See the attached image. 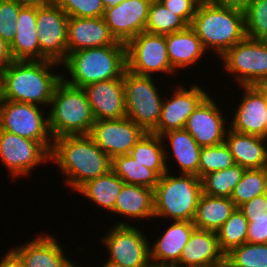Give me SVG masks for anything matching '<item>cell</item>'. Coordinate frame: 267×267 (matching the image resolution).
Wrapping results in <instances>:
<instances>
[{
	"label": "cell",
	"mask_w": 267,
	"mask_h": 267,
	"mask_svg": "<svg viewBox=\"0 0 267 267\" xmlns=\"http://www.w3.org/2000/svg\"><path fill=\"white\" fill-rule=\"evenodd\" d=\"M166 45L171 67L177 69L197 65L203 55H206L200 38L191 26L181 31L166 34Z\"/></svg>",
	"instance_id": "26"
},
{
	"label": "cell",
	"mask_w": 267,
	"mask_h": 267,
	"mask_svg": "<svg viewBox=\"0 0 267 267\" xmlns=\"http://www.w3.org/2000/svg\"><path fill=\"white\" fill-rule=\"evenodd\" d=\"M221 109L208 95L188 117L184 129L200 147L215 146L225 141L229 129L226 123L229 122L222 115Z\"/></svg>",
	"instance_id": "17"
},
{
	"label": "cell",
	"mask_w": 267,
	"mask_h": 267,
	"mask_svg": "<svg viewBox=\"0 0 267 267\" xmlns=\"http://www.w3.org/2000/svg\"><path fill=\"white\" fill-rule=\"evenodd\" d=\"M125 45L127 70L131 73L152 77L155 73L176 74L168 58L165 35L143 31Z\"/></svg>",
	"instance_id": "10"
},
{
	"label": "cell",
	"mask_w": 267,
	"mask_h": 267,
	"mask_svg": "<svg viewBox=\"0 0 267 267\" xmlns=\"http://www.w3.org/2000/svg\"><path fill=\"white\" fill-rule=\"evenodd\" d=\"M69 72L62 79L69 85H86L123 77L127 70L126 45L116 41L113 45L94 47L69 53L61 66Z\"/></svg>",
	"instance_id": "3"
},
{
	"label": "cell",
	"mask_w": 267,
	"mask_h": 267,
	"mask_svg": "<svg viewBox=\"0 0 267 267\" xmlns=\"http://www.w3.org/2000/svg\"><path fill=\"white\" fill-rule=\"evenodd\" d=\"M55 66L60 64L50 60H13L0 75V100L50 107L54 90L62 80L61 73L51 70Z\"/></svg>",
	"instance_id": "2"
},
{
	"label": "cell",
	"mask_w": 267,
	"mask_h": 267,
	"mask_svg": "<svg viewBox=\"0 0 267 267\" xmlns=\"http://www.w3.org/2000/svg\"><path fill=\"white\" fill-rule=\"evenodd\" d=\"M158 240L149 243L150 260L176 265L181 257V252L188 242L191 233L196 228L192 221L176 220L170 222ZM153 244V246H152Z\"/></svg>",
	"instance_id": "23"
},
{
	"label": "cell",
	"mask_w": 267,
	"mask_h": 267,
	"mask_svg": "<svg viewBox=\"0 0 267 267\" xmlns=\"http://www.w3.org/2000/svg\"><path fill=\"white\" fill-rule=\"evenodd\" d=\"M152 0H123L112 8H105L103 18L116 41L127 43L145 31Z\"/></svg>",
	"instance_id": "18"
},
{
	"label": "cell",
	"mask_w": 267,
	"mask_h": 267,
	"mask_svg": "<svg viewBox=\"0 0 267 267\" xmlns=\"http://www.w3.org/2000/svg\"><path fill=\"white\" fill-rule=\"evenodd\" d=\"M168 10L178 15L188 26L191 25L197 5L191 0H159Z\"/></svg>",
	"instance_id": "42"
},
{
	"label": "cell",
	"mask_w": 267,
	"mask_h": 267,
	"mask_svg": "<svg viewBox=\"0 0 267 267\" xmlns=\"http://www.w3.org/2000/svg\"><path fill=\"white\" fill-rule=\"evenodd\" d=\"M225 261L217 233L195 228L184 246L177 267H201Z\"/></svg>",
	"instance_id": "22"
},
{
	"label": "cell",
	"mask_w": 267,
	"mask_h": 267,
	"mask_svg": "<svg viewBox=\"0 0 267 267\" xmlns=\"http://www.w3.org/2000/svg\"><path fill=\"white\" fill-rule=\"evenodd\" d=\"M12 61H13V58L10 52V45H8L0 37V75L9 66V64Z\"/></svg>",
	"instance_id": "45"
},
{
	"label": "cell",
	"mask_w": 267,
	"mask_h": 267,
	"mask_svg": "<svg viewBox=\"0 0 267 267\" xmlns=\"http://www.w3.org/2000/svg\"><path fill=\"white\" fill-rule=\"evenodd\" d=\"M147 132L128 117L95 121L90 136L111 159L130 154L133 146Z\"/></svg>",
	"instance_id": "14"
},
{
	"label": "cell",
	"mask_w": 267,
	"mask_h": 267,
	"mask_svg": "<svg viewBox=\"0 0 267 267\" xmlns=\"http://www.w3.org/2000/svg\"><path fill=\"white\" fill-rule=\"evenodd\" d=\"M112 170L125 184L141 185L154 189L159 176L141 165L130 154L118 155L112 159Z\"/></svg>",
	"instance_id": "32"
},
{
	"label": "cell",
	"mask_w": 267,
	"mask_h": 267,
	"mask_svg": "<svg viewBox=\"0 0 267 267\" xmlns=\"http://www.w3.org/2000/svg\"><path fill=\"white\" fill-rule=\"evenodd\" d=\"M123 0H102L105 8H112L120 4Z\"/></svg>",
	"instance_id": "50"
},
{
	"label": "cell",
	"mask_w": 267,
	"mask_h": 267,
	"mask_svg": "<svg viewBox=\"0 0 267 267\" xmlns=\"http://www.w3.org/2000/svg\"><path fill=\"white\" fill-rule=\"evenodd\" d=\"M146 267H177V266L173 264L159 263L150 260Z\"/></svg>",
	"instance_id": "51"
},
{
	"label": "cell",
	"mask_w": 267,
	"mask_h": 267,
	"mask_svg": "<svg viewBox=\"0 0 267 267\" xmlns=\"http://www.w3.org/2000/svg\"><path fill=\"white\" fill-rule=\"evenodd\" d=\"M239 209L247 219L250 217L267 216V193L252 198L242 204Z\"/></svg>",
	"instance_id": "44"
},
{
	"label": "cell",
	"mask_w": 267,
	"mask_h": 267,
	"mask_svg": "<svg viewBox=\"0 0 267 267\" xmlns=\"http://www.w3.org/2000/svg\"><path fill=\"white\" fill-rule=\"evenodd\" d=\"M62 248L55 237L45 232L24 245L10 248L7 254L21 267H77Z\"/></svg>",
	"instance_id": "16"
},
{
	"label": "cell",
	"mask_w": 267,
	"mask_h": 267,
	"mask_svg": "<svg viewBox=\"0 0 267 267\" xmlns=\"http://www.w3.org/2000/svg\"><path fill=\"white\" fill-rule=\"evenodd\" d=\"M246 37L267 41V0H253L244 11Z\"/></svg>",
	"instance_id": "39"
},
{
	"label": "cell",
	"mask_w": 267,
	"mask_h": 267,
	"mask_svg": "<svg viewBox=\"0 0 267 267\" xmlns=\"http://www.w3.org/2000/svg\"><path fill=\"white\" fill-rule=\"evenodd\" d=\"M83 89L95 121L126 117L123 77L91 83Z\"/></svg>",
	"instance_id": "20"
},
{
	"label": "cell",
	"mask_w": 267,
	"mask_h": 267,
	"mask_svg": "<svg viewBox=\"0 0 267 267\" xmlns=\"http://www.w3.org/2000/svg\"><path fill=\"white\" fill-rule=\"evenodd\" d=\"M23 6L15 0H0V37L11 45L16 36V20Z\"/></svg>",
	"instance_id": "40"
},
{
	"label": "cell",
	"mask_w": 267,
	"mask_h": 267,
	"mask_svg": "<svg viewBox=\"0 0 267 267\" xmlns=\"http://www.w3.org/2000/svg\"><path fill=\"white\" fill-rule=\"evenodd\" d=\"M219 58L223 60V70L235 75L238 86L267 79V41L245 37Z\"/></svg>",
	"instance_id": "11"
},
{
	"label": "cell",
	"mask_w": 267,
	"mask_h": 267,
	"mask_svg": "<svg viewBox=\"0 0 267 267\" xmlns=\"http://www.w3.org/2000/svg\"><path fill=\"white\" fill-rule=\"evenodd\" d=\"M22 6H42L54 2V0H15Z\"/></svg>",
	"instance_id": "47"
},
{
	"label": "cell",
	"mask_w": 267,
	"mask_h": 267,
	"mask_svg": "<svg viewBox=\"0 0 267 267\" xmlns=\"http://www.w3.org/2000/svg\"><path fill=\"white\" fill-rule=\"evenodd\" d=\"M16 36L10 45L13 60H47L40 52L36 7L23 6L16 20Z\"/></svg>",
	"instance_id": "24"
},
{
	"label": "cell",
	"mask_w": 267,
	"mask_h": 267,
	"mask_svg": "<svg viewBox=\"0 0 267 267\" xmlns=\"http://www.w3.org/2000/svg\"><path fill=\"white\" fill-rule=\"evenodd\" d=\"M225 143L229 147L235 164L245 169L267 167V142L264 137L238 133L229 128Z\"/></svg>",
	"instance_id": "25"
},
{
	"label": "cell",
	"mask_w": 267,
	"mask_h": 267,
	"mask_svg": "<svg viewBox=\"0 0 267 267\" xmlns=\"http://www.w3.org/2000/svg\"><path fill=\"white\" fill-rule=\"evenodd\" d=\"M69 16L55 2L36 7V23L41 54L62 64L68 56Z\"/></svg>",
	"instance_id": "12"
},
{
	"label": "cell",
	"mask_w": 267,
	"mask_h": 267,
	"mask_svg": "<svg viewBox=\"0 0 267 267\" xmlns=\"http://www.w3.org/2000/svg\"><path fill=\"white\" fill-rule=\"evenodd\" d=\"M191 1H193L199 7L201 5L208 3L210 0H191Z\"/></svg>",
	"instance_id": "54"
},
{
	"label": "cell",
	"mask_w": 267,
	"mask_h": 267,
	"mask_svg": "<svg viewBox=\"0 0 267 267\" xmlns=\"http://www.w3.org/2000/svg\"><path fill=\"white\" fill-rule=\"evenodd\" d=\"M126 117L152 132L159 124L163 97L154 77L141 76L126 70L123 75Z\"/></svg>",
	"instance_id": "7"
},
{
	"label": "cell",
	"mask_w": 267,
	"mask_h": 267,
	"mask_svg": "<svg viewBox=\"0 0 267 267\" xmlns=\"http://www.w3.org/2000/svg\"><path fill=\"white\" fill-rule=\"evenodd\" d=\"M254 86L262 94L265 102L267 103V79H263L261 81H258Z\"/></svg>",
	"instance_id": "49"
},
{
	"label": "cell",
	"mask_w": 267,
	"mask_h": 267,
	"mask_svg": "<svg viewBox=\"0 0 267 267\" xmlns=\"http://www.w3.org/2000/svg\"><path fill=\"white\" fill-rule=\"evenodd\" d=\"M234 164L233 156L225 141L215 146L202 147L199 159L198 177L202 179L209 173L227 169Z\"/></svg>",
	"instance_id": "38"
},
{
	"label": "cell",
	"mask_w": 267,
	"mask_h": 267,
	"mask_svg": "<svg viewBox=\"0 0 267 267\" xmlns=\"http://www.w3.org/2000/svg\"><path fill=\"white\" fill-rule=\"evenodd\" d=\"M42 106L35 104L0 100V129L40 142L49 152L53 138L49 131L48 116Z\"/></svg>",
	"instance_id": "8"
},
{
	"label": "cell",
	"mask_w": 267,
	"mask_h": 267,
	"mask_svg": "<svg viewBox=\"0 0 267 267\" xmlns=\"http://www.w3.org/2000/svg\"><path fill=\"white\" fill-rule=\"evenodd\" d=\"M267 193V167L246 169L242 179L235 186L230 199L236 208L252 198Z\"/></svg>",
	"instance_id": "35"
},
{
	"label": "cell",
	"mask_w": 267,
	"mask_h": 267,
	"mask_svg": "<svg viewBox=\"0 0 267 267\" xmlns=\"http://www.w3.org/2000/svg\"><path fill=\"white\" fill-rule=\"evenodd\" d=\"M48 126L52 138L90 134L95 122L86 92L67 84H57L50 101Z\"/></svg>",
	"instance_id": "5"
},
{
	"label": "cell",
	"mask_w": 267,
	"mask_h": 267,
	"mask_svg": "<svg viewBox=\"0 0 267 267\" xmlns=\"http://www.w3.org/2000/svg\"><path fill=\"white\" fill-rule=\"evenodd\" d=\"M110 225L101 242L109 252L108 261L123 267H146L150 261V240L142 229L123 220ZM149 240V241H148Z\"/></svg>",
	"instance_id": "9"
},
{
	"label": "cell",
	"mask_w": 267,
	"mask_h": 267,
	"mask_svg": "<svg viewBox=\"0 0 267 267\" xmlns=\"http://www.w3.org/2000/svg\"><path fill=\"white\" fill-rule=\"evenodd\" d=\"M236 209L227 197L201 194L193 223L197 229L217 231Z\"/></svg>",
	"instance_id": "30"
},
{
	"label": "cell",
	"mask_w": 267,
	"mask_h": 267,
	"mask_svg": "<svg viewBox=\"0 0 267 267\" xmlns=\"http://www.w3.org/2000/svg\"><path fill=\"white\" fill-rule=\"evenodd\" d=\"M0 260V267H21L7 253Z\"/></svg>",
	"instance_id": "48"
},
{
	"label": "cell",
	"mask_w": 267,
	"mask_h": 267,
	"mask_svg": "<svg viewBox=\"0 0 267 267\" xmlns=\"http://www.w3.org/2000/svg\"><path fill=\"white\" fill-rule=\"evenodd\" d=\"M115 42L103 17H69L68 54L78 50L113 45Z\"/></svg>",
	"instance_id": "21"
},
{
	"label": "cell",
	"mask_w": 267,
	"mask_h": 267,
	"mask_svg": "<svg viewBox=\"0 0 267 267\" xmlns=\"http://www.w3.org/2000/svg\"><path fill=\"white\" fill-rule=\"evenodd\" d=\"M162 140L170 145L178 166L179 174H193L198 176V167L200 152L202 147L194 140V138L184 128L168 131L162 136ZM165 138V139H164ZM165 140V141H164Z\"/></svg>",
	"instance_id": "28"
},
{
	"label": "cell",
	"mask_w": 267,
	"mask_h": 267,
	"mask_svg": "<svg viewBox=\"0 0 267 267\" xmlns=\"http://www.w3.org/2000/svg\"><path fill=\"white\" fill-rule=\"evenodd\" d=\"M225 7L244 12L253 2V0H211Z\"/></svg>",
	"instance_id": "46"
},
{
	"label": "cell",
	"mask_w": 267,
	"mask_h": 267,
	"mask_svg": "<svg viewBox=\"0 0 267 267\" xmlns=\"http://www.w3.org/2000/svg\"><path fill=\"white\" fill-rule=\"evenodd\" d=\"M50 161L67 176L65 183L72 191L112 170V159L89 134L54 138Z\"/></svg>",
	"instance_id": "1"
},
{
	"label": "cell",
	"mask_w": 267,
	"mask_h": 267,
	"mask_svg": "<svg viewBox=\"0 0 267 267\" xmlns=\"http://www.w3.org/2000/svg\"><path fill=\"white\" fill-rule=\"evenodd\" d=\"M125 182L113 170L83 184L76 192L112 212Z\"/></svg>",
	"instance_id": "31"
},
{
	"label": "cell",
	"mask_w": 267,
	"mask_h": 267,
	"mask_svg": "<svg viewBox=\"0 0 267 267\" xmlns=\"http://www.w3.org/2000/svg\"><path fill=\"white\" fill-rule=\"evenodd\" d=\"M190 26L200 38L204 49H213L219 57L246 37L244 12L211 0L197 7Z\"/></svg>",
	"instance_id": "4"
},
{
	"label": "cell",
	"mask_w": 267,
	"mask_h": 267,
	"mask_svg": "<svg viewBox=\"0 0 267 267\" xmlns=\"http://www.w3.org/2000/svg\"><path fill=\"white\" fill-rule=\"evenodd\" d=\"M69 17H103L102 0H54Z\"/></svg>",
	"instance_id": "41"
},
{
	"label": "cell",
	"mask_w": 267,
	"mask_h": 267,
	"mask_svg": "<svg viewBox=\"0 0 267 267\" xmlns=\"http://www.w3.org/2000/svg\"><path fill=\"white\" fill-rule=\"evenodd\" d=\"M229 267H267V243H244L225 255Z\"/></svg>",
	"instance_id": "37"
},
{
	"label": "cell",
	"mask_w": 267,
	"mask_h": 267,
	"mask_svg": "<svg viewBox=\"0 0 267 267\" xmlns=\"http://www.w3.org/2000/svg\"><path fill=\"white\" fill-rule=\"evenodd\" d=\"M245 168L238 164L209 173L205 175L202 181L203 193L213 197H227L230 198L235 186L242 179Z\"/></svg>",
	"instance_id": "33"
},
{
	"label": "cell",
	"mask_w": 267,
	"mask_h": 267,
	"mask_svg": "<svg viewBox=\"0 0 267 267\" xmlns=\"http://www.w3.org/2000/svg\"><path fill=\"white\" fill-rule=\"evenodd\" d=\"M242 99L230 121L229 128L242 134L265 137L267 134V103L254 85H240ZM233 120V121H232Z\"/></svg>",
	"instance_id": "19"
},
{
	"label": "cell",
	"mask_w": 267,
	"mask_h": 267,
	"mask_svg": "<svg viewBox=\"0 0 267 267\" xmlns=\"http://www.w3.org/2000/svg\"><path fill=\"white\" fill-rule=\"evenodd\" d=\"M172 93L171 98L168 94L165 99L163 98L159 124L152 131L156 135L162 136L168 131L184 128L188 117L209 95L204 88L195 83L189 89L182 83L176 85Z\"/></svg>",
	"instance_id": "15"
},
{
	"label": "cell",
	"mask_w": 267,
	"mask_h": 267,
	"mask_svg": "<svg viewBox=\"0 0 267 267\" xmlns=\"http://www.w3.org/2000/svg\"><path fill=\"white\" fill-rule=\"evenodd\" d=\"M112 212L122 217H129L130 220H144L145 218V220H152L154 218V190L146 186L124 184Z\"/></svg>",
	"instance_id": "27"
},
{
	"label": "cell",
	"mask_w": 267,
	"mask_h": 267,
	"mask_svg": "<svg viewBox=\"0 0 267 267\" xmlns=\"http://www.w3.org/2000/svg\"><path fill=\"white\" fill-rule=\"evenodd\" d=\"M102 267H123V266L115 264V263H112V262L106 260V262L104 263V265Z\"/></svg>",
	"instance_id": "53"
},
{
	"label": "cell",
	"mask_w": 267,
	"mask_h": 267,
	"mask_svg": "<svg viewBox=\"0 0 267 267\" xmlns=\"http://www.w3.org/2000/svg\"><path fill=\"white\" fill-rule=\"evenodd\" d=\"M170 174L162 175L153 189L154 218L193 222L203 193L202 181L193 174Z\"/></svg>",
	"instance_id": "6"
},
{
	"label": "cell",
	"mask_w": 267,
	"mask_h": 267,
	"mask_svg": "<svg viewBox=\"0 0 267 267\" xmlns=\"http://www.w3.org/2000/svg\"><path fill=\"white\" fill-rule=\"evenodd\" d=\"M248 220L243 212L236 208L226 222L216 231L221 251L226 255L233 248L247 240Z\"/></svg>",
	"instance_id": "34"
},
{
	"label": "cell",
	"mask_w": 267,
	"mask_h": 267,
	"mask_svg": "<svg viewBox=\"0 0 267 267\" xmlns=\"http://www.w3.org/2000/svg\"><path fill=\"white\" fill-rule=\"evenodd\" d=\"M0 160L15 178L26 177L35 167L50 161V152L38 141L0 129Z\"/></svg>",
	"instance_id": "13"
},
{
	"label": "cell",
	"mask_w": 267,
	"mask_h": 267,
	"mask_svg": "<svg viewBox=\"0 0 267 267\" xmlns=\"http://www.w3.org/2000/svg\"><path fill=\"white\" fill-rule=\"evenodd\" d=\"M188 25L168 10L159 0H152L148 10L145 31L152 34H170L185 29Z\"/></svg>",
	"instance_id": "36"
},
{
	"label": "cell",
	"mask_w": 267,
	"mask_h": 267,
	"mask_svg": "<svg viewBox=\"0 0 267 267\" xmlns=\"http://www.w3.org/2000/svg\"><path fill=\"white\" fill-rule=\"evenodd\" d=\"M201 267H229L227 261H223L220 263H215V264H211V265H206V266H201Z\"/></svg>",
	"instance_id": "52"
},
{
	"label": "cell",
	"mask_w": 267,
	"mask_h": 267,
	"mask_svg": "<svg viewBox=\"0 0 267 267\" xmlns=\"http://www.w3.org/2000/svg\"><path fill=\"white\" fill-rule=\"evenodd\" d=\"M166 145V146H165ZM168 146V147H167ZM169 145L165 144L162 137L152 132H147L133 146L130 155L141 165L153 170L159 177L170 171L167 159L171 155L168 151Z\"/></svg>",
	"instance_id": "29"
},
{
	"label": "cell",
	"mask_w": 267,
	"mask_h": 267,
	"mask_svg": "<svg viewBox=\"0 0 267 267\" xmlns=\"http://www.w3.org/2000/svg\"><path fill=\"white\" fill-rule=\"evenodd\" d=\"M247 220L249 224L246 242L254 244L267 243V216L250 217Z\"/></svg>",
	"instance_id": "43"
}]
</instances>
